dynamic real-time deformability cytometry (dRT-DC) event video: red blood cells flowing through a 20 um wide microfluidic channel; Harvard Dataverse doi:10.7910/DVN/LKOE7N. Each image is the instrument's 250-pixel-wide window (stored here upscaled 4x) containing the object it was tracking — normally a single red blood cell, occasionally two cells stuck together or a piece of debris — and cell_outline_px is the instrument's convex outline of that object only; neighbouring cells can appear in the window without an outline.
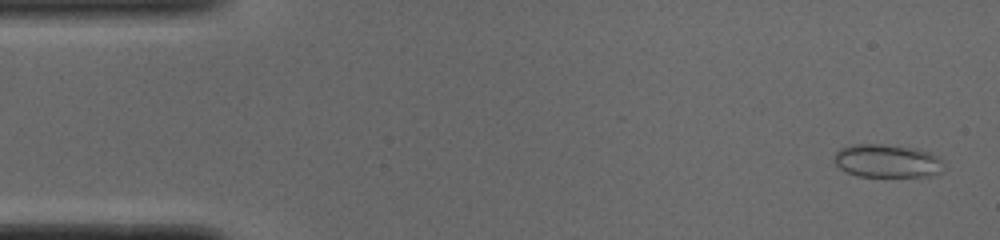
{"species": "common noctule bat (a hibernating species)", "species_latin": "Nyctalus noctula", "temperature_condition": "cold", "stored_images_in_passage": 51, "camera_frame_rate_fps": 3000, "um_per_image_px": 0.085, "animal": {"sex": "male", "body_mass_g": 19.0, "forearm_length_mm": 50.8}, "frame": {"image": 1, "passage_image": 2, "time_ms": 0.333, "image_size_px": [1000, 240], "cell_outline_px": [[944, 172], [932, 176], [856, 176], [840, 168], [836, 164], [836, 152], [840, 148], [852, 144], [884, 144], [916, 148], [940, 156]], "centroid_in_image_um": [75.46, 13.68], "position_along_channel_um": 9.5, "area_um2": 21.27}}
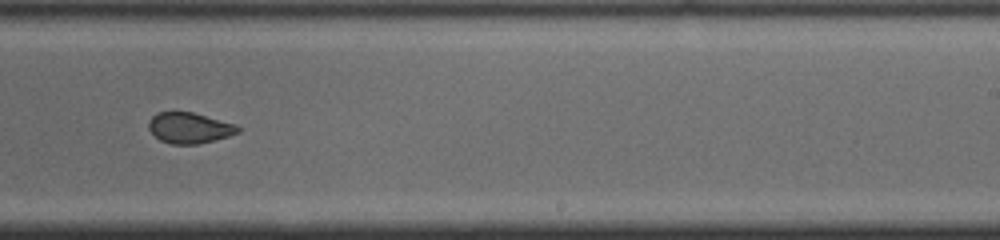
{"frame": {"image": 2, "passage_image": 31, "time_ms": 10.0, "image_size_px": [1000, 240], "cell_outline_px": [[240, 132], [228, 136], [196, 144], [172, 144], [160, 140], [148, 128], [148, 120], [156, 112], [192, 112], [236, 124], [240, 128]], "centroid_in_image_um": [16.09, 10.86], "position_along_channel_um": 272.9, "area_um2": 15.9}}
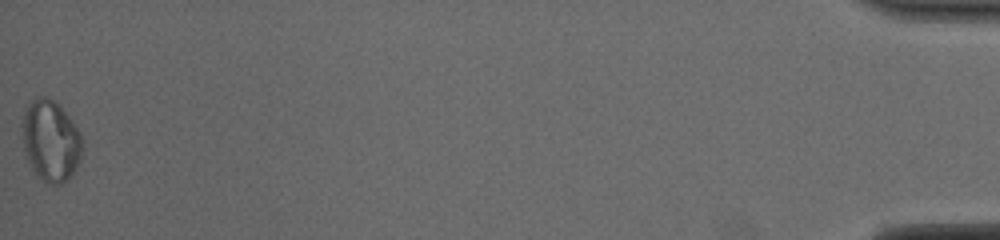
{"frame": {"image": 3, "passage_image": 51, "time_ms": 16.667, "image_size_px": [1000, 240], "cell_outline_px": [[80, 160], [76, 168], [60, 184], [48, 184], [36, 176], [24, 152], [20, 124], [24, 108], [36, 96], [44, 96], [60, 104], [72, 120], [80, 132]], "centroid_in_image_um": [4.25, 11.91], "position_along_channel_um": 431.0, "area_um2": 28.55}, "authors_computed_cell_mechanics": {"area_um2": 17.3978, "velocity_mm_per_s": 3.8973, "shape_relaxation_time_tau1_ms": null, "shape_relaxation_time_tau2_ms": 0.7416, "deformation_change_tau1": null, "deformation_change_tau2": 0.037}}